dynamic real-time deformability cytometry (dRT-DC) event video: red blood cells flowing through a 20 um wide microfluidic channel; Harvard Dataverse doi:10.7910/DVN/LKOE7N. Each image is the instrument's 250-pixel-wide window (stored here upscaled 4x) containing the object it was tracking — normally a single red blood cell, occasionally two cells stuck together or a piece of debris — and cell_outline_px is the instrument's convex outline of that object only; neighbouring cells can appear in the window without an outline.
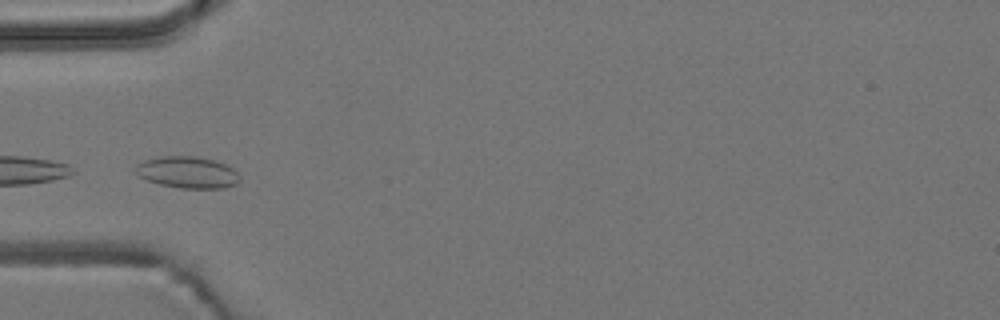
{"species": "common noctule bat (a hibernating species)", "species_latin": "Nyctalus noctula", "temperature_condition": "room temperature", "stored_images_in_passage": 5, "camera_frame_rate_fps": 3000, "um_per_image_px": 0.085, "animal": {"sex": "male", "body_mass_g": 19.2, "forearm_length_mm": 51.8}, "frame": {"image": 1, "passage_image": 2, "time_ms": 1.0, "image_size_px": [1000, 320], "cell_outline_px": [[240, 180], [236, 184], [224, 188], [180, 188], [160, 184], [148, 180], [140, 176], [136, 172], [136, 164], [144, 160], [156, 156], [196, 156], [212, 160], [224, 164], [232, 168], [240, 176]], "centroid_in_image_um": [15.93, 14.64], "position_along_channel_um": 69.1, "area_um2": 19.13}}
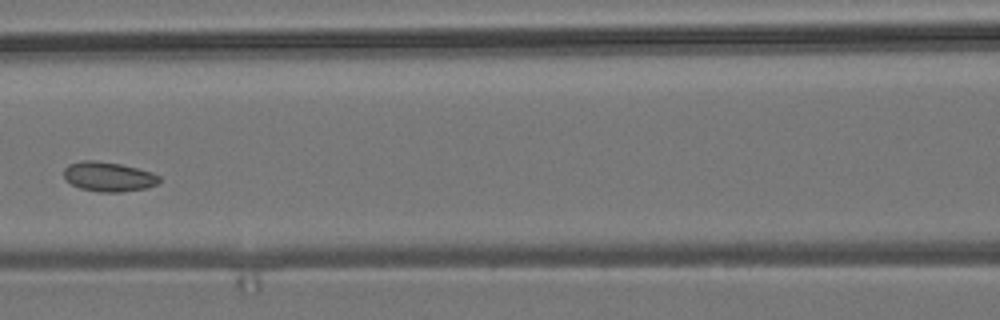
{"frame": {"image": 2, "passage_image": 4, "time_ms": 3.333, "image_size_px": [1000, 320], "cell_outline_px": [[160, 180], [156, 184], [148, 188], [120, 192], [100, 192], [80, 188], [72, 184], [64, 176], [64, 168], [68, 164], [84, 160], [96, 160], [120, 164], [152, 172], [160, 176]], "centroid_in_image_um": [9.23, 15.01], "position_along_channel_um": 157.4, "area_um2": 16.42}}
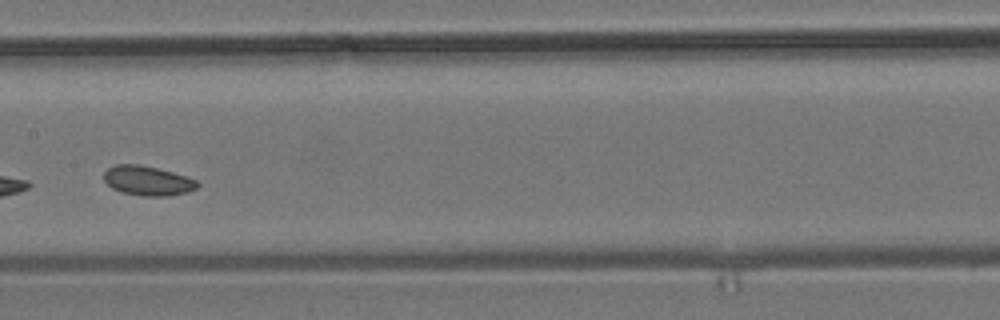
{"frame": {"image": 3, "passage_image": 5, "time_ms": 4.333, "image_size_px": [1000, 320], "cell_outline_px": [[200, 184], [196, 188], [188, 192], [168, 196], [144, 196], [120, 192], [112, 188], [104, 180], [104, 172], [108, 168], [116, 164], [136, 164], [156, 168], [172, 172], [196, 180]], "centroid_in_image_um": [12.53, 15.37], "position_along_channel_um": 194.9, "area_um2": 16.01}}